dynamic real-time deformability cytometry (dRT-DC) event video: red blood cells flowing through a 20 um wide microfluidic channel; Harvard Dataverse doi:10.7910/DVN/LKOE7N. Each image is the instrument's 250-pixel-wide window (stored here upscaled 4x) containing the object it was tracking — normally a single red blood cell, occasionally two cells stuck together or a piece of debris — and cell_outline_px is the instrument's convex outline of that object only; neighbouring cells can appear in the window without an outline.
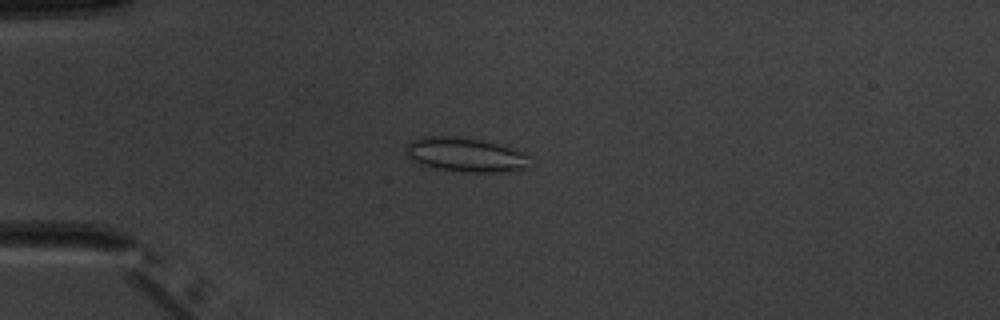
{"species": "common noctule bat (a hibernating species)", "species_latin": "Nyctalus noctula", "temperature_condition": "warm", "stored_images_in_passage": 6, "camera_frame_rate_fps": 3000, "um_per_image_px": 0.085, "animal": {"sex": "male", "body_mass_g": 20.1, "forearm_length_mm": 53.5}, "frame": {"image": 1, "passage_image": 4, "time_ms": 4.333, "image_size_px": [1000, 320], "cell_outline_px": [[528, 168], [504, 172], [468, 172], [432, 168], [420, 164], [408, 156], [408, 140], [424, 136], [456, 136], [480, 140], [528, 152]], "centroid_in_image_um": [39.59, 13.15], "position_along_channel_um": 45.4, "area_um2": 24.74}}
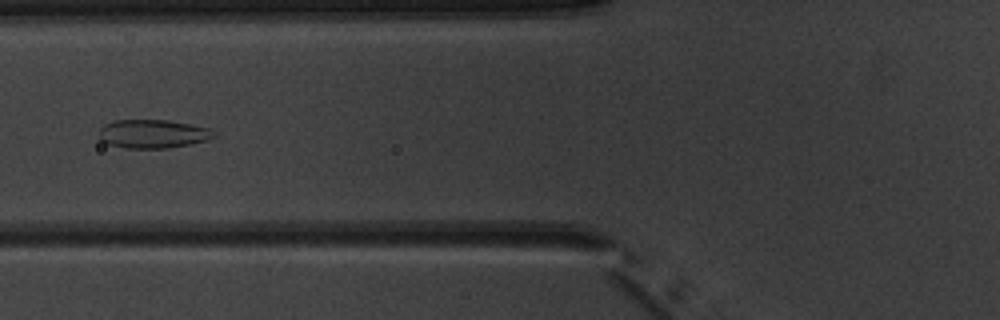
{"frame": {"image": 2, "passage_image": 6, "time_ms": 6.667, "image_size_px": [1000, 320], "cell_outline_px": [[216, 136], [208, 140], [192, 144], [168, 148], [128, 148], [108, 144], [100, 140], [100, 128], [104, 124], [116, 120], [168, 120], [192, 124], [212, 128]], "centroid_in_image_um": [13.04, 11.37], "position_along_channel_um": 112.8, "area_um2": 19.31}}